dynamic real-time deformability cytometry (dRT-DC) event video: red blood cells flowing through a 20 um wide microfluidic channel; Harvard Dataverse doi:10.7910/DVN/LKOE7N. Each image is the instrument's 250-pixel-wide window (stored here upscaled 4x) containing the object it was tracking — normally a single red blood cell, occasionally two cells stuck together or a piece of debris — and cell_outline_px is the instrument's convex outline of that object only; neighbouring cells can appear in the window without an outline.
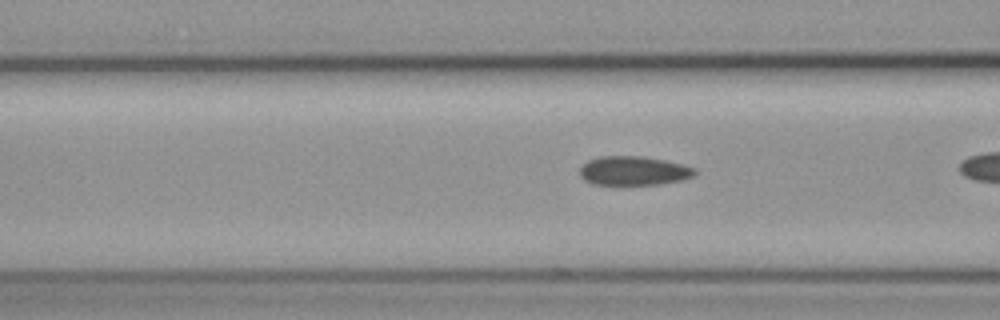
{"species": "common noctule bat (a hibernating species)", "species_latin": "Nyctalus noctula", "temperature_condition": "cold", "stored_images_in_passage": 28, "camera_frame_rate_fps": 3000, "um_per_image_px": 0.085, "animal": {"sex": "female", "body_mass_g": 19.3, "forearm_length_mm": 54.1}, "frame": {"image": 1, "passage_image": 20, "time_ms": 6.333, "image_size_px": [1000, 320], "cell_outline_px": [[696, 172], [692, 176], [684, 180], [660, 184], [592, 184], [584, 180], [580, 176], [580, 168], [588, 160], [600, 156], [644, 156], [684, 164], [696, 168]], "centroid_in_image_um": [53.88, 14.51], "position_along_channel_um": 112.7, "area_um2": 19.54}}